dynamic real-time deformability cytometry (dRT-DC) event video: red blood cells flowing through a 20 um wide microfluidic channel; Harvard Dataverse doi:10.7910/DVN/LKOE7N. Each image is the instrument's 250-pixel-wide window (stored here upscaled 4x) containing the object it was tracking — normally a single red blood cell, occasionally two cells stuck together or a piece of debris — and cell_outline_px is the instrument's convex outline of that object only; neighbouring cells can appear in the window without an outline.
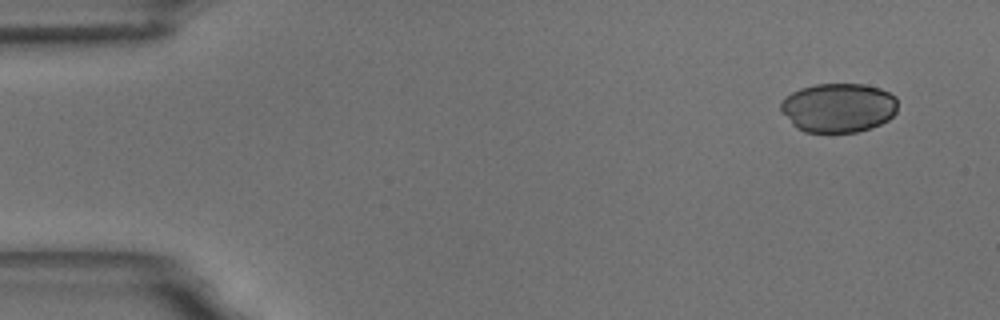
{"species": "common noctule bat (a hibernating species)", "species_latin": "Nyctalus noctula", "temperature_condition": "room temperature", "stored_images_in_passage": 6, "camera_frame_rate_fps": 3000, "um_per_image_px": 0.085, "animal": {"sex": "male", "body_mass_g": 18.8}, "frame": {"image": 1, "passage_image": 1, "time_ms": 0.0, "image_size_px": [1000, 320], "cell_outline_px": [[896, 112], [888, 120], [872, 128], [856, 132], [804, 132], [796, 128], [792, 124], [780, 108], [780, 104], [792, 92], [800, 88], [816, 84], [864, 84], [880, 88], [896, 96]], "centroid_in_image_um": [71.28, 9.16], "position_along_channel_um": 13.7, "area_um2": 33.52}}